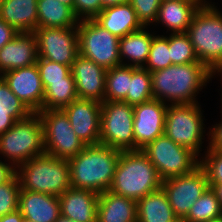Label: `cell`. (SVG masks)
I'll list each match as a JSON object with an SVG mask.
<instances>
[{
    "instance_id": "cell-1",
    "label": "cell",
    "mask_w": 222,
    "mask_h": 222,
    "mask_svg": "<svg viewBox=\"0 0 222 222\" xmlns=\"http://www.w3.org/2000/svg\"><path fill=\"white\" fill-rule=\"evenodd\" d=\"M151 77L153 99L165 104H189L198 103L196 96L211 80V71L196 62L171 65L151 72Z\"/></svg>"
},
{
    "instance_id": "cell-2",
    "label": "cell",
    "mask_w": 222,
    "mask_h": 222,
    "mask_svg": "<svg viewBox=\"0 0 222 222\" xmlns=\"http://www.w3.org/2000/svg\"><path fill=\"white\" fill-rule=\"evenodd\" d=\"M121 151L102 144L88 145L70 164L71 187L98 194L109 190Z\"/></svg>"
},
{
    "instance_id": "cell-3",
    "label": "cell",
    "mask_w": 222,
    "mask_h": 222,
    "mask_svg": "<svg viewBox=\"0 0 222 222\" xmlns=\"http://www.w3.org/2000/svg\"><path fill=\"white\" fill-rule=\"evenodd\" d=\"M161 186L162 179L142 150L121 151L110 191L137 202Z\"/></svg>"
},
{
    "instance_id": "cell-4",
    "label": "cell",
    "mask_w": 222,
    "mask_h": 222,
    "mask_svg": "<svg viewBox=\"0 0 222 222\" xmlns=\"http://www.w3.org/2000/svg\"><path fill=\"white\" fill-rule=\"evenodd\" d=\"M21 189L60 196L71 187L68 160L48 154L34 157L16 168Z\"/></svg>"
},
{
    "instance_id": "cell-5",
    "label": "cell",
    "mask_w": 222,
    "mask_h": 222,
    "mask_svg": "<svg viewBox=\"0 0 222 222\" xmlns=\"http://www.w3.org/2000/svg\"><path fill=\"white\" fill-rule=\"evenodd\" d=\"M216 7L201 5L186 32L199 61L211 72L222 66V13Z\"/></svg>"
},
{
    "instance_id": "cell-6",
    "label": "cell",
    "mask_w": 222,
    "mask_h": 222,
    "mask_svg": "<svg viewBox=\"0 0 222 222\" xmlns=\"http://www.w3.org/2000/svg\"><path fill=\"white\" fill-rule=\"evenodd\" d=\"M0 154L15 168L45 154L43 125L38 113L16 120L10 129L0 134Z\"/></svg>"
},
{
    "instance_id": "cell-7",
    "label": "cell",
    "mask_w": 222,
    "mask_h": 222,
    "mask_svg": "<svg viewBox=\"0 0 222 222\" xmlns=\"http://www.w3.org/2000/svg\"><path fill=\"white\" fill-rule=\"evenodd\" d=\"M202 115L199 103L168 104L164 134L199 157L202 140H205Z\"/></svg>"
},
{
    "instance_id": "cell-8",
    "label": "cell",
    "mask_w": 222,
    "mask_h": 222,
    "mask_svg": "<svg viewBox=\"0 0 222 222\" xmlns=\"http://www.w3.org/2000/svg\"><path fill=\"white\" fill-rule=\"evenodd\" d=\"M142 151L162 180L187 175L200 166V159L194 152L176 144L165 134L158 136Z\"/></svg>"
},
{
    "instance_id": "cell-9",
    "label": "cell",
    "mask_w": 222,
    "mask_h": 222,
    "mask_svg": "<svg viewBox=\"0 0 222 222\" xmlns=\"http://www.w3.org/2000/svg\"><path fill=\"white\" fill-rule=\"evenodd\" d=\"M77 30L81 56L93 60L106 70L122 65L118 37L104 29L94 19L79 20Z\"/></svg>"
},
{
    "instance_id": "cell-10",
    "label": "cell",
    "mask_w": 222,
    "mask_h": 222,
    "mask_svg": "<svg viewBox=\"0 0 222 222\" xmlns=\"http://www.w3.org/2000/svg\"><path fill=\"white\" fill-rule=\"evenodd\" d=\"M38 115L43 125L45 154L69 160L87 146L73 131L62 109L40 110Z\"/></svg>"
},
{
    "instance_id": "cell-11",
    "label": "cell",
    "mask_w": 222,
    "mask_h": 222,
    "mask_svg": "<svg viewBox=\"0 0 222 222\" xmlns=\"http://www.w3.org/2000/svg\"><path fill=\"white\" fill-rule=\"evenodd\" d=\"M133 106L123 101L101 103L99 144L120 151L135 150Z\"/></svg>"
},
{
    "instance_id": "cell-12",
    "label": "cell",
    "mask_w": 222,
    "mask_h": 222,
    "mask_svg": "<svg viewBox=\"0 0 222 222\" xmlns=\"http://www.w3.org/2000/svg\"><path fill=\"white\" fill-rule=\"evenodd\" d=\"M209 187L207 174L201 166L187 175L162 180L161 186L179 219L188 214L189 209Z\"/></svg>"
},
{
    "instance_id": "cell-13",
    "label": "cell",
    "mask_w": 222,
    "mask_h": 222,
    "mask_svg": "<svg viewBox=\"0 0 222 222\" xmlns=\"http://www.w3.org/2000/svg\"><path fill=\"white\" fill-rule=\"evenodd\" d=\"M38 58L72 66L79 55L77 27L37 28Z\"/></svg>"
},
{
    "instance_id": "cell-14",
    "label": "cell",
    "mask_w": 222,
    "mask_h": 222,
    "mask_svg": "<svg viewBox=\"0 0 222 222\" xmlns=\"http://www.w3.org/2000/svg\"><path fill=\"white\" fill-rule=\"evenodd\" d=\"M167 104L157 99L133 106L135 150H142L164 134Z\"/></svg>"
},
{
    "instance_id": "cell-15",
    "label": "cell",
    "mask_w": 222,
    "mask_h": 222,
    "mask_svg": "<svg viewBox=\"0 0 222 222\" xmlns=\"http://www.w3.org/2000/svg\"><path fill=\"white\" fill-rule=\"evenodd\" d=\"M62 110L66 113L73 131L87 146L99 144L101 103L78 98Z\"/></svg>"
},
{
    "instance_id": "cell-16",
    "label": "cell",
    "mask_w": 222,
    "mask_h": 222,
    "mask_svg": "<svg viewBox=\"0 0 222 222\" xmlns=\"http://www.w3.org/2000/svg\"><path fill=\"white\" fill-rule=\"evenodd\" d=\"M0 76L32 113L42 110L44 86L37 64L4 72Z\"/></svg>"
},
{
    "instance_id": "cell-17",
    "label": "cell",
    "mask_w": 222,
    "mask_h": 222,
    "mask_svg": "<svg viewBox=\"0 0 222 222\" xmlns=\"http://www.w3.org/2000/svg\"><path fill=\"white\" fill-rule=\"evenodd\" d=\"M106 73L105 68L79 54L71 66L78 97L103 103L105 101Z\"/></svg>"
},
{
    "instance_id": "cell-18",
    "label": "cell",
    "mask_w": 222,
    "mask_h": 222,
    "mask_svg": "<svg viewBox=\"0 0 222 222\" xmlns=\"http://www.w3.org/2000/svg\"><path fill=\"white\" fill-rule=\"evenodd\" d=\"M37 39L34 32H19L0 49V75L36 64Z\"/></svg>"
},
{
    "instance_id": "cell-19",
    "label": "cell",
    "mask_w": 222,
    "mask_h": 222,
    "mask_svg": "<svg viewBox=\"0 0 222 222\" xmlns=\"http://www.w3.org/2000/svg\"><path fill=\"white\" fill-rule=\"evenodd\" d=\"M99 194L70 187L59 196L61 215L76 222H97Z\"/></svg>"
},
{
    "instance_id": "cell-20",
    "label": "cell",
    "mask_w": 222,
    "mask_h": 222,
    "mask_svg": "<svg viewBox=\"0 0 222 222\" xmlns=\"http://www.w3.org/2000/svg\"><path fill=\"white\" fill-rule=\"evenodd\" d=\"M25 222H55L61 215L58 196L21 189L19 207Z\"/></svg>"
},
{
    "instance_id": "cell-21",
    "label": "cell",
    "mask_w": 222,
    "mask_h": 222,
    "mask_svg": "<svg viewBox=\"0 0 222 222\" xmlns=\"http://www.w3.org/2000/svg\"><path fill=\"white\" fill-rule=\"evenodd\" d=\"M204 1H162L156 23H162L172 33H185L191 24L194 14Z\"/></svg>"
},
{
    "instance_id": "cell-22",
    "label": "cell",
    "mask_w": 222,
    "mask_h": 222,
    "mask_svg": "<svg viewBox=\"0 0 222 222\" xmlns=\"http://www.w3.org/2000/svg\"><path fill=\"white\" fill-rule=\"evenodd\" d=\"M97 222H137V202L107 190L99 194Z\"/></svg>"
},
{
    "instance_id": "cell-23",
    "label": "cell",
    "mask_w": 222,
    "mask_h": 222,
    "mask_svg": "<svg viewBox=\"0 0 222 222\" xmlns=\"http://www.w3.org/2000/svg\"><path fill=\"white\" fill-rule=\"evenodd\" d=\"M94 20L119 39L143 27L129 2L103 9Z\"/></svg>"
},
{
    "instance_id": "cell-24",
    "label": "cell",
    "mask_w": 222,
    "mask_h": 222,
    "mask_svg": "<svg viewBox=\"0 0 222 222\" xmlns=\"http://www.w3.org/2000/svg\"><path fill=\"white\" fill-rule=\"evenodd\" d=\"M38 0H1L0 18L19 32H34L38 25Z\"/></svg>"
},
{
    "instance_id": "cell-25",
    "label": "cell",
    "mask_w": 222,
    "mask_h": 222,
    "mask_svg": "<svg viewBox=\"0 0 222 222\" xmlns=\"http://www.w3.org/2000/svg\"><path fill=\"white\" fill-rule=\"evenodd\" d=\"M148 27H142L140 30L129 33L119 39L120 60L122 65L132 67H144L147 62L149 51L152 44L154 34H150L146 30ZM124 58L128 60L124 62ZM129 61L131 63H129Z\"/></svg>"
},
{
    "instance_id": "cell-26",
    "label": "cell",
    "mask_w": 222,
    "mask_h": 222,
    "mask_svg": "<svg viewBox=\"0 0 222 222\" xmlns=\"http://www.w3.org/2000/svg\"><path fill=\"white\" fill-rule=\"evenodd\" d=\"M177 219L162 188L137 201V222H175Z\"/></svg>"
},
{
    "instance_id": "cell-27",
    "label": "cell",
    "mask_w": 222,
    "mask_h": 222,
    "mask_svg": "<svg viewBox=\"0 0 222 222\" xmlns=\"http://www.w3.org/2000/svg\"><path fill=\"white\" fill-rule=\"evenodd\" d=\"M37 28H68L77 27L78 19L73 9L59 0L37 1Z\"/></svg>"
},
{
    "instance_id": "cell-28",
    "label": "cell",
    "mask_w": 222,
    "mask_h": 222,
    "mask_svg": "<svg viewBox=\"0 0 222 222\" xmlns=\"http://www.w3.org/2000/svg\"><path fill=\"white\" fill-rule=\"evenodd\" d=\"M30 114L32 112L0 76V134L10 129L16 120L24 119Z\"/></svg>"
},
{
    "instance_id": "cell-29",
    "label": "cell",
    "mask_w": 222,
    "mask_h": 222,
    "mask_svg": "<svg viewBox=\"0 0 222 222\" xmlns=\"http://www.w3.org/2000/svg\"><path fill=\"white\" fill-rule=\"evenodd\" d=\"M78 98L70 72L63 80L48 81V86L44 89L42 110L62 109Z\"/></svg>"
},
{
    "instance_id": "cell-30",
    "label": "cell",
    "mask_w": 222,
    "mask_h": 222,
    "mask_svg": "<svg viewBox=\"0 0 222 222\" xmlns=\"http://www.w3.org/2000/svg\"><path fill=\"white\" fill-rule=\"evenodd\" d=\"M132 79V66L119 65L107 69L105 82V100L122 101L129 91Z\"/></svg>"
},
{
    "instance_id": "cell-31",
    "label": "cell",
    "mask_w": 222,
    "mask_h": 222,
    "mask_svg": "<svg viewBox=\"0 0 222 222\" xmlns=\"http://www.w3.org/2000/svg\"><path fill=\"white\" fill-rule=\"evenodd\" d=\"M222 216V207L215 192L209 187L189 209L183 222H205Z\"/></svg>"
},
{
    "instance_id": "cell-32",
    "label": "cell",
    "mask_w": 222,
    "mask_h": 222,
    "mask_svg": "<svg viewBox=\"0 0 222 222\" xmlns=\"http://www.w3.org/2000/svg\"><path fill=\"white\" fill-rule=\"evenodd\" d=\"M153 99L151 72L143 67H132L129 91L122 100L135 106Z\"/></svg>"
},
{
    "instance_id": "cell-33",
    "label": "cell",
    "mask_w": 222,
    "mask_h": 222,
    "mask_svg": "<svg viewBox=\"0 0 222 222\" xmlns=\"http://www.w3.org/2000/svg\"><path fill=\"white\" fill-rule=\"evenodd\" d=\"M169 50L172 65L200 62L187 33H171Z\"/></svg>"
},
{
    "instance_id": "cell-34",
    "label": "cell",
    "mask_w": 222,
    "mask_h": 222,
    "mask_svg": "<svg viewBox=\"0 0 222 222\" xmlns=\"http://www.w3.org/2000/svg\"><path fill=\"white\" fill-rule=\"evenodd\" d=\"M146 63L143 68L150 72L162 70L172 65L169 50V36L157 35L152 38Z\"/></svg>"
},
{
    "instance_id": "cell-35",
    "label": "cell",
    "mask_w": 222,
    "mask_h": 222,
    "mask_svg": "<svg viewBox=\"0 0 222 222\" xmlns=\"http://www.w3.org/2000/svg\"><path fill=\"white\" fill-rule=\"evenodd\" d=\"M20 181L15 174L8 182L0 185V217L19 207Z\"/></svg>"
},
{
    "instance_id": "cell-36",
    "label": "cell",
    "mask_w": 222,
    "mask_h": 222,
    "mask_svg": "<svg viewBox=\"0 0 222 222\" xmlns=\"http://www.w3.org/2000/svg\"><path fill=\"white\" fill-rule=\"evenodd\" d=\"M36 64L44 89L48 86V81L63 80V78L71 72L70 66L56 63L48 59L38 58Z\"/></svg>"
},
{
    "instance_id": "cell-37",
    "label": "cell",
    "mask_w": 222,
    "mask_h": 222,
    "mask_svg": "<svg viewBox=\"0 0 222 222\" xmlns=\"http://www.w3.org/2000/svg\"><path fill=\"white\" fill-rule=\"evenodd\" d=\"M138 21L143 27L155 23L162 0H130Z\"/></svg>"
},
{
    "instance_id": "cell-38",
    "label": "cell",
    "mask_w": 222,
    "mask_h": 222,
    "mask_svg": "<svg viewBox=\"0 0 222 222\" xmlns=\"http://www.w3.org/2000/svg\"><path fill=\"white\" fill-rule=\"evenodd\" d=\"M200 166L205 170L209 183H222V151L207 149Z\"/></svg>"
},
{
    "instance_id": "cell-39",
    "label": "cell",
    "mask_w": 222,
    "mask_h": 222,
    "mask_svg": "<svg viewBox=\"0 0 222 222\" xmlns=\"http://www.w3.org/2000/svg\"><path fill=\"white\" fill-rule=\"evenodd\" d=\"M102 10L101 0H74L73 12L78 20L94 19Z\"/></svg>"
},
{
    "instance_id": "cell-40",
    "label": "cell",
    "mask_w": 222,
    "mask_h": 222,
    "mask_svg": "<svg viewBox=\"0 0 222 222\" xmlns=\"http://www.w3.org/2000/svg\"><path fill=\"white\" fill-rule=\"evenodd\" d=\"M207 135L210 136L207 149L222 151V121L212 126Z\"/></svg>"
},
{
    "instance_id": "cell-41",
    "label": "cell",
    "mask_w": 222,
    "mask_h": 222,
    "mask_svg": "<svg viewBox=\"0 0 222 222\" xmlns=\"http://www.w3.org/2000/svg\"><path fill=\"white\" fill-rule=\"evenodd\" d=\"M18 32L0 18V49L12 40Z\"/></svg>"
},
{
    "instance_id": "cell-42",
    "label": "cell",
    "mask_w": 222,
    "mask_h": 222,
    "mask_svg": "<svg viewBox=\"0 0 222 222\" xmlns=\"http://www.w3.org/2000/svg\"><path fill=\"white\" fill-rule=\"evenodd\" d=\"M10 164L0 160V185L8 182L16 174V168Z\"/></svg>"
},
{
    "instance_id": "cell-43",
    "label": "cell",
    "mask_w": 222,
    "mask_h": 222,
    "mask_svg": "<svg viewBox=\"0 0 222 222\" xmlns=\"http://www.w3.org/2000/svg\"><path fill=\"white\" fill-rule=\"evenodd\" d=\"M0 222H25L20 210L17 209L0 217Z\"/></svg>"
},
{
    "instance_id": "cell-44",
    "label": "cell",
    "mask_w": 222,
    "mask_h": 222,
    "mask_svg": "<svg viewBox=\"0 0 222 222\" xmlns=\"http://www.w3.org/2000/svg\"><path fill=\"white\" fill-rule=\"evenodd\" d=\"M130 0H101V6L103 9L113 7L119 4L128 3Z\"/></svg>"
},
{
    "instance_id": "cell-45",
    "label": "cell",
    "mask_w": 222,
    "mask_h": 222,
    "mask_svg": "<svg viewBox=\"0 0 222 222\" xmlns=\"http://www.w3.org/2000/svg\"><path fill=\"white\" fill-rule=\"evenodd\" d=\"M209 186L215 192L217 199L222 207V183H209Z\"/></svg>"
},
{
    "instance_id": "cell-46",
    "label": "cell",
    "mask_w": 222,
    "mask_h": 222,
    "mask_svg": "<svg viewBox=\"0 0 222 222\" xmlns=\"http://www.w3.org/2000/svg\"><path fill=\"white\" fill-rule=\"evenodd\" d=\"M55 222H76V221H73L70 218L60 215Z\"/></svg>"
},
{
    "instance_id": "cell-47",
    "label": "cell",
    "mask_w": 222,
    "mask_h": 222,
    "mask_svg": "<svg viewBox=\"0 0 222 222\" xmlns=\"http://www.w3.org/2000/svg\"><path fill=\"white\" fill-rule=\"evenodd\" d=\"M217 73L222 75V66L211 72V78H213L214 74H217ZM221 97H222V93H221ZM221 105H222V98H221Z\"/></svg>"
},
{
    "instance_id": "cell-48",
    "label": "cell",
    "mask_w": 222,
    "mask_h": 222,
    "mask_svg": "<svg viewBox=\"0 0 222 222\" xmlns=\"http://www.w3.org/2000/svg\"><path fill=\"white\" fill-rule=\"evenodd\" d=\"M61 3L70 6L73 9L74 0H59Z\"/></svg>"
},
{
    "instance_id": "cell-49",
    "label": "cell",
    "mask_w": 222,
    "mask_h": 222,
    "mask_svg": "<svg viewBox=\"0 0 222 222\" xmlns=\"http://www.w3.org/2000/svg\"><path fill=\"white\" fill-rule=\"evenodd\" d=\"M205 222H222V216L213 220L205 221Z\"/></svg>"
},
{
    "instance_id": "cell-50",
    "label": "cell",
    "mask_w": 222,
    "mask_h": 222,
    "mask_svg": "<svg viewBox=\"0 0 222 222\" xmlns=\"http://www.w3.org/2000/svg\"><path fill=\"white\" fill-rule=\"evenodd\" d=\"M162 1H168V0H162ZM178 1H203V0H178Z\"/></svg>"
},
{
    "instance_id": "cell-51",
    "label": "cell",
    "mask_w": 222,
    "mask_h": 222,
    "mask_svg": "<svg viewBox=\"0 0 222 222\" xmlns=\"http://www.w3.org/2000/svg\"><path fill=\"white\" fill-rule=\"evenodd\" d=\"M175 222H183L182 219H177Z\"/></svg>"
}]
</instances>
